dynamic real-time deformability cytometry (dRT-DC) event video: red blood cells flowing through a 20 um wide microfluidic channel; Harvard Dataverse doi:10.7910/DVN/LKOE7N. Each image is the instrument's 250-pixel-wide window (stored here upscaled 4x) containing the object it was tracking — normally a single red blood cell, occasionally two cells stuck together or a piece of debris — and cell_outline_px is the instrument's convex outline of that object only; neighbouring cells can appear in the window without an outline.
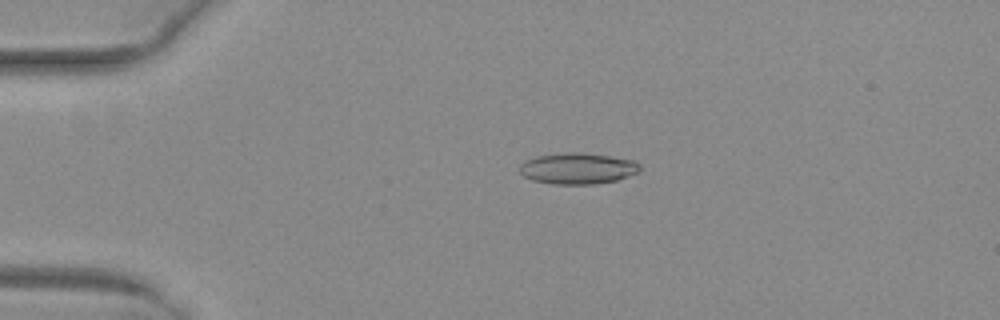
{"species": "common noctule bat (a hibernating species)", "species_latin": "Nyctalus noctula", "temperature_condition": "warm", "stored_images_in_passage": 48, "camera_frame_rate_fps": 3000, "um_per_image_px": 0.085, "animal": {"sex": "female", "body_mass_g": 29.2, "forearm_length_mm": 56.3}, "frame": {"image": 1, "passage_image": 8, "time_ms": 2.333, "image_size_px": [1000, 320], "cell_outline_px": [[640, 172], [616, 180], [596, 184], [552, 184], [532, 180], [524, 176], [520, 172], [520, 164], [524, 160], [536, 156], [572, 152], [576, 152], [608, 156], [636, 160], [640, 164]], "centroid_in_image_um": [49.11, 14.32], "position_along_channel_um": 35.9, "area_um2": 21.85}}
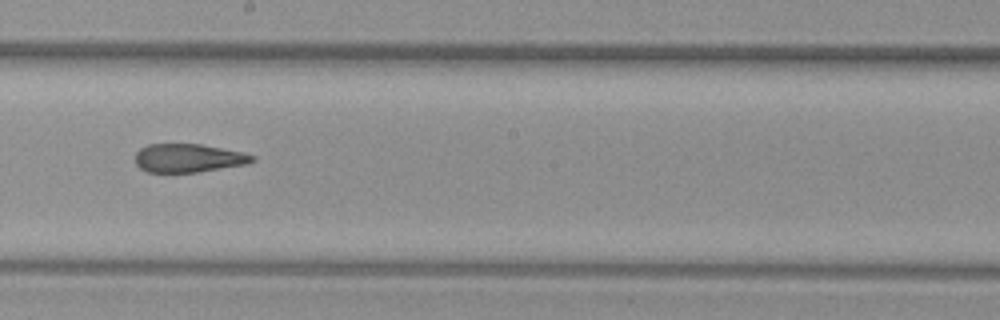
{"frame": {"image": 2, "passage_image": 26, "time_ms": 8.333, "image_size_px": [1000, 320], "cell_outline_px": [[256, 160], [248, 164], [200, 172], [148, 172], [140, 168], [136, 164], [136, 152], [140, 148], [148, 144], [200, 144], [244, 152], [256, 156]], "centroid_in_image_um": [16.05, 13.44], "position_along_channel_um": 232.1, "area_um2": 19.59}}
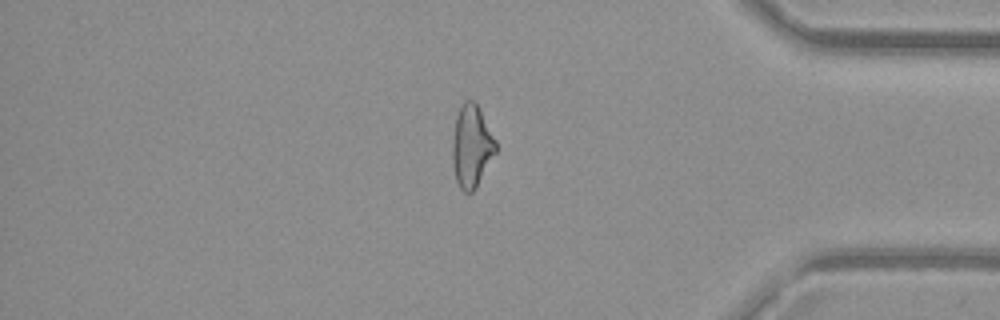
{"frame": {"image": 3, "passage_image": 40, "time_ms": 13.0, "image_size_px": [1000, 320], "cell_outline_px": [[496, 152], [476, 188], [472, 192], [464, 192], [460, 188], [456, 180], [452, 164], [452, 140], [456, 116], [460, 104], [464, 100], [476, 100], [496, 140]], "centroid_in_image_um": [40.08, 12.39], "position_along_channel_um": 395.1, "area_um2": 21.1}, "authors_computed_cell_mechanics": {"area_um2": 20.9814, "velocity_mm_per_s": 4.0474, "shape_relaxation_time_tau1_ms": null, "shape_relaxation_time_tau2_ms": 2.0624, "deformation_change_tau1": null, "deformation_change_tau2": 0.095}}